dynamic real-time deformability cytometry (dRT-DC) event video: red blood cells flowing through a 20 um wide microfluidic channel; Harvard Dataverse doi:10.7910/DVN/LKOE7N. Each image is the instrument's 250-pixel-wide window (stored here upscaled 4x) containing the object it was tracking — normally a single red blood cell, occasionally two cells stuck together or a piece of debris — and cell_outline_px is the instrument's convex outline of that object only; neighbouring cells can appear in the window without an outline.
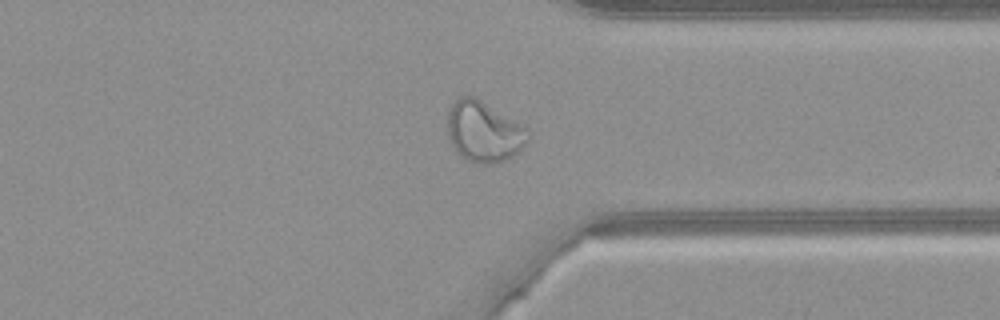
{"species": "common noctule bat (a hibernating species)", "species_latin": "Nyctalus noctula", "temperature_condition": "warm", "stored_images_in_passage": 42, "camera_frame_rate_fps": 3000, "um_per_image_px": 0.085, "animal": {"sex": "female", "body_mass_g": 21.9}, "frame": {"image": 1, "passage_image": 30, "time_ms": 9.667, "image_size_px": [1000, 320], "cell_outline_px": [[532, 132], [528, 140], [520, 152], [504, 160], [492, 164], [480, 164], [468, 160], [460, 156], [456, 152], [448, 136], [448, 112], [452, 104], [460, 96], [476, 96], [528, 128]], "centroid_in_image_um": [41.16, 11.19], "position_along_channel_um": 370.2, "area_um2": 28.78}}